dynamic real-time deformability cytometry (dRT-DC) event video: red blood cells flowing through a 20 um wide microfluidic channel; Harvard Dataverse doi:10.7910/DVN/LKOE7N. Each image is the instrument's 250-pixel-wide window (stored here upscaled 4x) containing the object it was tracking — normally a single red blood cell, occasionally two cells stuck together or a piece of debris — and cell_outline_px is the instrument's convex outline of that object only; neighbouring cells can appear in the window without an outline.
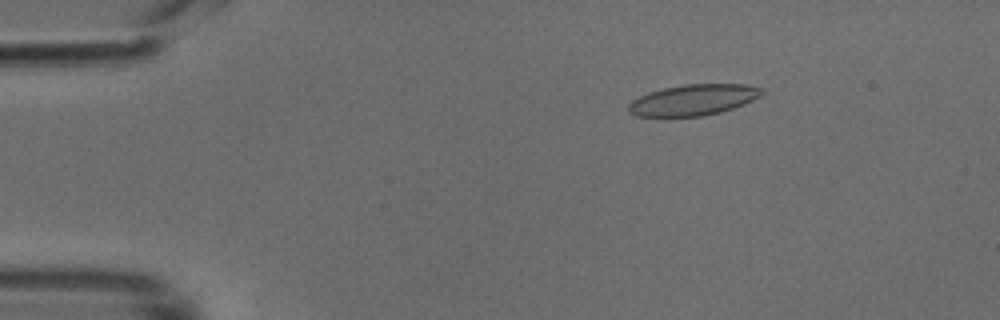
{"species": "common noctule bat (a hibernating species)", "species_latin": "Nyctalus noctula", "temperature_condition": "cold", "stored_images_in_passage": 42, "camera_frame_rate_fps": 3000, "um_per_image_px": 0.085, "animal": {"sex": "male", "body_mass_g": 18.8}, "frame": {"image": 1, "passage_image": 1, "time_ms": 0.0, "image_size_px": [1000, 320], "cell_outline_px": [[764, 92], [760, 96], [744, 104], [720, 112], [704, 116], [636, 116], [628, 112], [628, 104], [632, 100], [648, 92], [664, 88], [684, 84], [744, 84], [764, 88]], "centroid_in_image_um": [58.93, 8.48], "position_along_channel_um": 26.1, "area_um2": 24.04}}
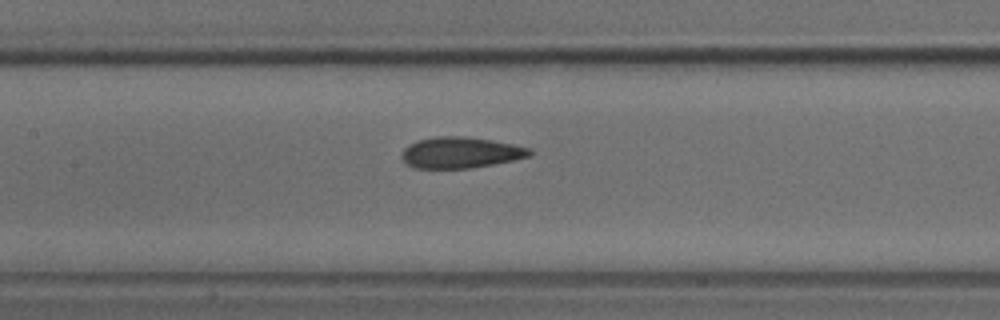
{"frame": {"image": 2, "passage_image": 16, "time_ms": 5.0, "image_size_px": [1000, 320], "cell_outline_px": [[532, 156], [472, 168], [412, 168], [404, 164], [400, 156], [400, 152], [408, 144], [416, 140], [436, 136], [464, 136], [492, 140], [532, 148]], "centroid_in_image_um": [39.09, 12.97], "position_along_channel_um": 168.3, "area_um2": 23.52}}
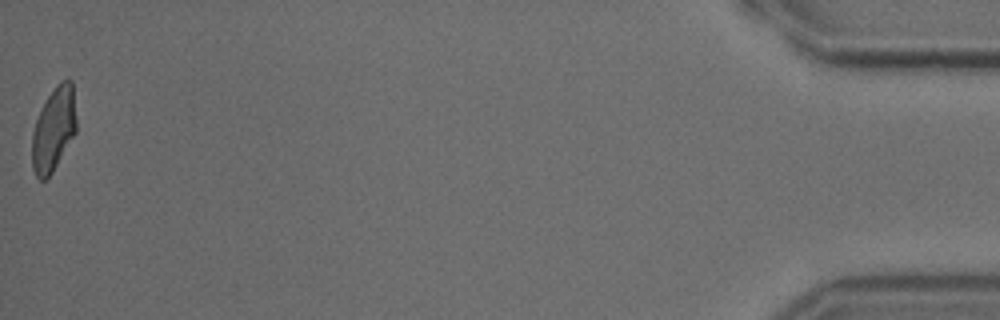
{"frame": {"image": 3, "passage_image": 42, "time_ms": 13.667, "image_size_px": [1000, 320], "cell_outline_px": [[76, 132], [52, 172], [44, 180], [40, 180], [36, 176], [32, 168], [32, 132], [36, 120], [48, 96], [56, 84], [60, 80], [72, 80], [76, 120]], "centroid_in_image_um": [4.56, 10.98], "position_along_channel_um": 430.6, "area_um2": 21.44}}